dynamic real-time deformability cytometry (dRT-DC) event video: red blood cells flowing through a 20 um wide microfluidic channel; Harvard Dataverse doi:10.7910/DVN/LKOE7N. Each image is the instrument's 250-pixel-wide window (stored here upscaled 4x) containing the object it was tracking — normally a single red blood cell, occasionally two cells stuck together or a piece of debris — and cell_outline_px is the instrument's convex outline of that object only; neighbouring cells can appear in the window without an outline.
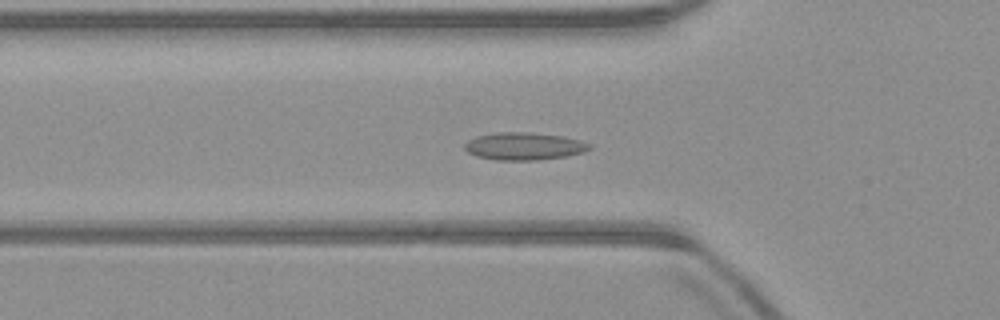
{"species": "common noctule bat (a hibernating species)", "species_latin": "Nyctalus noctula", "temperature_condition": "warm", "stored_images_in_passage": 50, "camera_frame_rate_fps": 3000, "um_per_image_px": 0.085, "animal": {"sex": "male", "body_mass_g": 23.1, "forearm_length_mm": 52.7}, "frame": {"image": 1, "passage_image": 16, "time_ms": 5.0, "image_size_px": [1000, 320], "cell_outline_px": [[592, 148], [584, 152], [564, 156], [536, 160], [496, 160], [476, 156], [468, 152], [464, 148], [464, 144], [468, 140], [476, 136], [496, 132], [528, 132], [564, 136], [580, 140], [592, 144]], "centroid_in_image_um": [44.54, 12.42], "position_along_channel_um": 81.3, "area_um2": 20.11}}
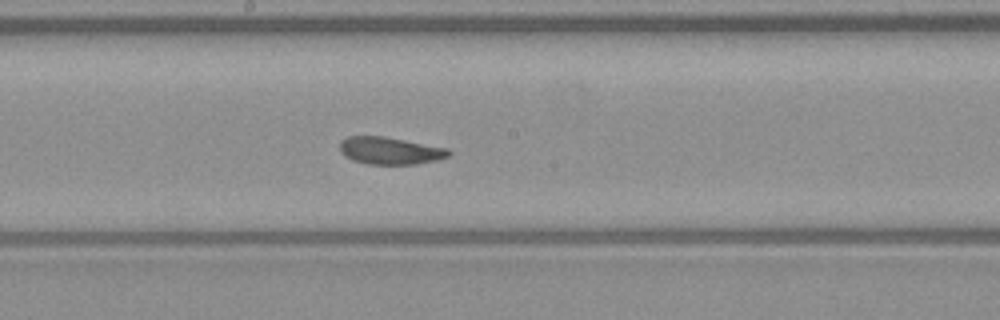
{"frame": {"image": 2, "passage_image": 26, "time_ms": 8.333, "image_size_px": [1000, 320], "cell_outline_px": [[452, 152], [448, 156], [436, 160], [416, 164], [368, 164], [352, 160], [344, 156], [340, 152], [340, 140], [348, 136], [384, 136], [448, 148]], "centroid_in_image_um": [33.13, 12.8], "position_along_channel_um": 215.1, "area_um2": 17.4}}
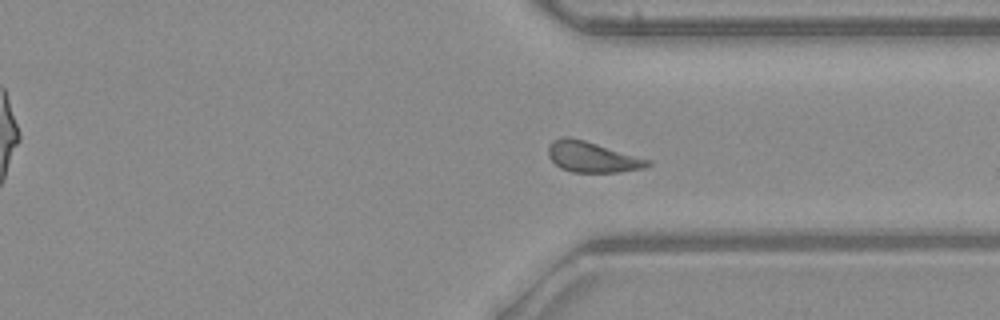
{"frame": {"image": 3, "passage_image": 37, "time_ms": 12.0, "image_size_px": [1000, 320], "cell_outline_px": [[652, 164], [644, 168], [620, 172], [572, 172], [560, 168], [548, 156], [548, 144], [552, 140], [560, 136], [568, 136], [584, 140], [652, 160]], "centroid_in_image_um": [50.32, 13.33], "position_along_channel_um": 361.1, "area_um2": 17.92}}